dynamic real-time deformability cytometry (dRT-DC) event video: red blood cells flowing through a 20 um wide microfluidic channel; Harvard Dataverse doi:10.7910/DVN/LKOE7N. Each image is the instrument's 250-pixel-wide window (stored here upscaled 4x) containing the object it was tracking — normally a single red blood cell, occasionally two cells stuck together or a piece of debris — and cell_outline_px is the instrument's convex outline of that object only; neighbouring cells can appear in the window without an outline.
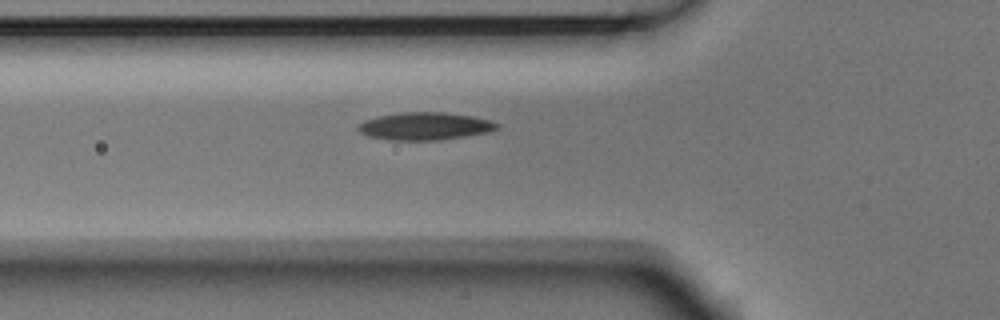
{"species": "Egyptian fruit bat (a non-hibernating species)", "species_latin": "Rousettus aegyptiacus", "temperature_condition": "room temperature", "stored_images_in_passage": 3, "camera_frame_rate_fps": 3000, "um_per_image_px": 0.085, "animal": {"sex": "male"}, "frame": {"image": 1, "passage_image": 3, "time_ms": 0.667, "image_size_px": [1000, 320], "cell_outline_px": [[500, 128], [488, 132], [440, 140], [388, 140], [368, 136], [360, 132], [356, 128], [364, 120], [376, 116], [400, 112], [444, 112], [472, 116], [492, 120], [500, 124]], "centroid_in_image_um": [36.12, 10.72], "position_along_channel_um": 89.7, "area_um2": 22.54}}